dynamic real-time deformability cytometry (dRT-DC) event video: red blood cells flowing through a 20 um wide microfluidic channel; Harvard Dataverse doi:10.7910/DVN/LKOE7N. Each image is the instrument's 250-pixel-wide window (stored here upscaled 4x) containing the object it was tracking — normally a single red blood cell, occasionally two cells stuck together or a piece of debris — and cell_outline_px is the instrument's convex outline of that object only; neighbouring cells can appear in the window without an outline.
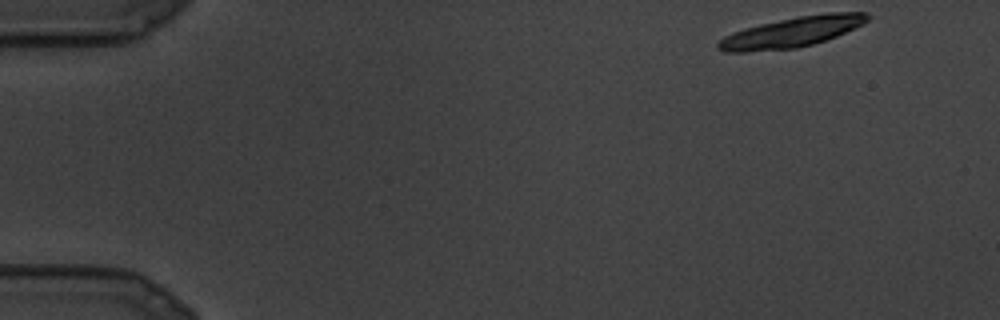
{"species": "common noctule bat (a hibernating species)", "species_latin": "Nyctalus noctula", "temperature_condition": "cold", "stored_images_in_passage": 26, "camera_frame_rate_fps": 3000, "um_per_image_px": 0.085, "animal": {"sex": "male", "body_mass_g": 19.5, "forearm_length_mm": 54.6}, "frame": {"image": 1, "passage_image": 1, "time_ms": 0.0, "image_size_px": [1000, 320], "cell_outline_px": [[872, 16], [864, 24], [836, 36], [812, 44], [796, 48], [744, 52], [724, 52], [716, 48], [716, 44], [724, 36], [732, 32], [744, 28], [760, 24], [800, 16], [828, 12], [868, 12]], "centroid_in_image_um": [67.31, 2.72], "position_along_channel_um": 17.7, "area_um2": 26.3}}
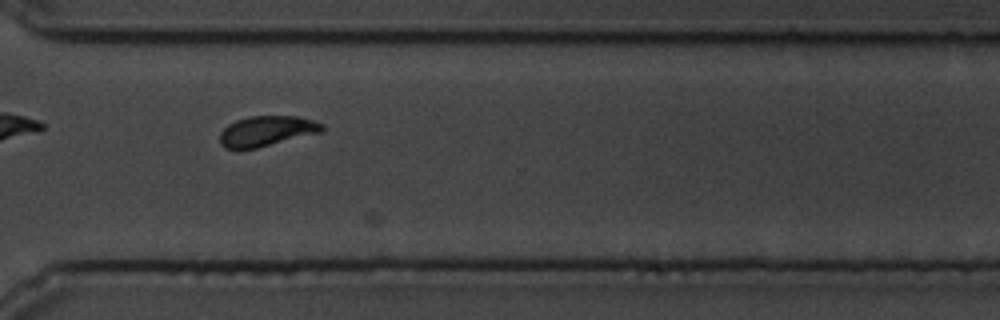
{"frame": {"image": 2, "passage_image": 19, "time_ms": 6.0, "image_size_px": [1000, 320], "cell_outline_px": [[324, 132], [256, 148], [224, 148], [220, 144], [220, 132], [228, 124], [236, 120], [248, 116], [296, 116], [312, 120], [324, 124]], "centroid_in_image_um": [22.69, 11.13], "position_along_channel_um": 347.9, "area_um2": 18.09}}
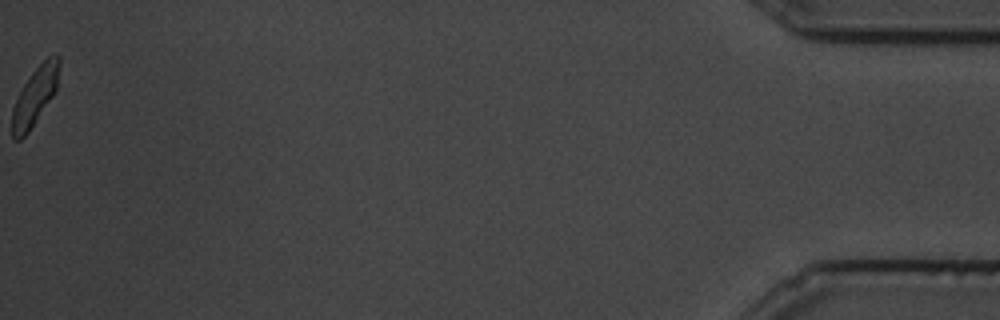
{"frame": {"image": 3, "passage_image": 26, "time_ms": 8.333, "image_size_px": [1000, 320], "cell_outline_px": [[60, 64], [56, 92], [28, 132], [20, 140], [12, 140], [12, 108], [24, 84], [32, 72], [52, 52], [56, 52], [60, 56]], "centroid_in_image_um": [3.0, 8.14], "position_along_channel_um": 432.2, "area_um2": 16.01}}